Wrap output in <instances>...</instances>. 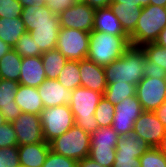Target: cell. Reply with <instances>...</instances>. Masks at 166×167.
<instances>
[{
  "mask_svg": "<svg viewBox=\"0 0 166 167\" xmlns=\"http://www.w3.org/2000/svg\"><path fill=\"white\" fill-rule=\"evenodd\" d=\"M145 52L146 59L158 64L166 72V48L156 43H147L141 46Z\"/></svg>",
  "mask_w": 166,
  "mask_h": 167,
  "instance_id": "32",
  "label": "cell"
},
{
  "mask_svg": "<svg viewBox=\"0 0 166 167\" xmlns=\"http://www.w3.org/2000/svg\"><path fill=\"white\" fill-rule=\"evenodd\" d=\"M145 60L141 47L130 46L119 59L104 66L107 84L131 83L136 86L144 77Z\"/></svg>",
  "mask_w": 166,
  "mask_h": 167,
  "instance_id": "1",
  "label": "cell"
},
{
  "mask_svg": "<svg viewBox=\"0 0 166 167\" xmlns=\"http://www.w3.org/2000/svg\"><path fill=\"white\" fill-rule=\"evenodd\" d=\"M22 11L18 0H0V18H21Z\"/></svg>",
  "mask_w": 166,
  "mask_h": 167,
  "instance_id": "35",
  "label": "cell"
},
{
  "mask_svg": "<svg viewBox=\"0 0 166 167\" xmlns=\"http://www.w3.org/2000/svg\"><path fill=\"white\" fill-rule=\"evenodd\" d=\"M157 148L166 156V132Z\"/></svg>",
  "mask_w": 166,
  "mask_h": 167,
  "instance_id": "49",
  "label": "cell"
},
{
  "mask_svg": "<svg viewBox=\"0 0 166 167\" xmlns=\"http://www.w3.org/2000/svg\"><path fill=\"white\" fill-rule=\"evenodd\" d=\"M46 79L41 56L22 58L19 84L38 88Z\"/></svg>",
  "mask_w": 166,
  "mask_h": 167,
  "instance_id": "16",
  "label": "cell"
},
{
  "mask_svg": "<svg viewBox=\"0 0 166 167\" xmlns=\"http://www.w3.org/2000/svg\"><path fill=\"white\" fill-rule=\"evenodd\" d=\"M84 3H87L90 7L93 8H103L109 7L112 0H81Z\"/></svg>",
  "mask_w": 166,
  "mask_h": 167,
  "instance_id": "43",
  "label": "cell"
},
{
  "mask_svg": "<svg viewBox=\"0 0 166 167\" xmlns=\"http://www.w3.org/2000/svg\"><path fill=\"white\" fill-rule=\"evenodd\" d=\"M133 132L141 136L151 147H158L166 128L154 111H143L135 120Z\"/></svg>",
  "mask_w": 166,
  "mask_h": 167,
  "instance_id": "12",
  "label": "cell"
},
{
  "mask_svg": "<svg viewBox=\"0 0 166 167\" xmlns=\"http://www.w3.org/2000/svg\"><path fill=\"white\" fill-rule=\"evenodd\" d=\"M12 124L18 146L44 142L40 115L22 112Z\"/></svg>",
  "mask_w": 166,
  "mask_h": 167,
  "instance_id": "11",
  "label": "cell"
},
{
  "mask_svg": "<svg viewBox=\"0 0 166 167\" xmlns=\"http://www.w3.org/2000/svg\"><path fill=\"white\" fill-rule=\"evenodd\" d=\"M110 8L120 21L124 32L130 36L135 31L142 7L138 5L128 6L122 5V3H111Z\"/></svg>",
  "mask_w": 166,
  "mask_h": 167,
  "instance_id": "23",
  "label": "cell"
},
{
  "mask_svg": "<svg viewBox=\"0 0 166 167\" xmlns=\"http://www.w3.org/2000/svg\"><path fill=\"white\" fill-rule=\"evenodd\" d=\"M19 82L0 79V112L6 122L12 123L21 115L22 111L15 103Z\"/></svg>",
  "mask_w": 166,
  "mask_h": 167,
  "instance_id": "15",
  "label": "cell"
},
{
  "mask_svg": "<svg viewBox=\"0 0 166 167\" xmlns=\"http://www.w3.org/2000/svg\"><path fill=\"white\" fill-rule=\"evenodd\" d=\"M6 123V120L4 118V115L0 112V126L5 124Z\"/></svg>",
  "mask_w": 166,
  "mask_h": 167,
  "instance_id": "51",
  "label": "cell"
},
{
  "mask_svg": "<svg viewBox=\"0 0 166 167\" xmlns=\"http://www.w3.org/2000/svg\"><path fill=\"white\" fill-rule=\"evenodd\" d=\"M93 31L117 36H128L110 6L95 9Z\"/></svg>",
  "mask_w": 166,
  "mask_h": 167,
  "instance_id": "19",
  "label": "cell"
},
{
  "mask_svg": "<svg viewBox=\"0 0 166 167\" xmlns=\"http://www.w3.org/2000/svg\"><path fill=\"white\" fill-rule=\"evenodd\" d=\"M151 146L134 132L120 136L116 145V155L136 156L140 158Z\"/></svg>",
  "mask_w": 166,
  "mask_h": 167,
  "instance_id": "22",
  "label": "cell"
},
{
  "mask_svg": "<svg viewBox=\"0 0 166 167\" xmlns=\"http://www.w3.org/2000/svg\"><path fill=\"white\" fill-rule=\"evenodd\" d=\"M149 4L166 8V0H149Z\"/></svg>",
  "mask_w": 166,
  "mask_h": 167,
  "instance_id": "50",
  "label": "cell"
},
{
  "mask_svg": "<svg viewBox=\"0 0 166 167\" xmlns=\"http://www.w3.org/2000/svg\"><path fill=\"white\" fill-rule=\"evenodd\" d=\"M141 103L136 96L125 98L115 105V114L111 127L120 135L133 132L135 120L142 114Z\"/></svg>",
  "mask_w": 166,
  "mask_h": 167,
  "instance_id": "10",
  "label": "cell"
},
{
  "mask_svg": "<svg viewBox=\"0 0 166 167\" xmlns=\"http://www.w3.org/2000/svg\"><path fill=\"white\" fill-rule=\"evenodd\" d=\"M13 48L0 39V59Z\"/></svg>",
  "mask_w": 166,
  "mask_h": 167,
  "instance_id": "48",
  "label": "cell"
},
{
  "mask_svg": "<svg viewBox=\"0 0 166 167\" xmlns=\"http://www.w3.org/2000/svg\"><path fill=\"white\" fill-rule=\"evenodd\" d=\"M78 167H104L101 166L99 163L95 162L92 158L86 157L82 160L78 161Z\"/></svg>",
  "mask_w": 166,
  "mask_h": 167,
  "instance_id": "45",
  "label": "cell"
},
{
  "mask_svg": "<svg viewBox=\"0 0 166 167\" xmlns=\"http://www.w3.org/2000/svg\"><path fill=\"white\" fill-rule=\"evenodd\" d=\"M111 3H122V5H138L140 7H145L149 5V0H112Z\"/></svg>",
  "mask_w": 166,
  "mask_h": 167,
  "instance_id": "42",
  "label": "cell"
},
{
  "mask_svg": "<svg viewBox=\"0 0 166 167\" xmlns=\"http://www.w3.org/2000/svg\"><path fill=\"white\" fill-rule=\"evenodd\" d=\"M41 58L47 79H57L68 62L56 48L43 52Z\"/></svg>",
  "mask_w": 166,
  "mask_h": 167,
  "instance_id": "26",
  "label": "cell"
},
{
  "mask_svg": "<svg viewBox=\"0 0 166 167\" xmlns=\"http://www.w3.org/2000/svg\"><path fill=\"white\" fill-rule=\"evenodd\" d=\"M22 7H27V6H46L45 0H18Z\"/></svg>",
  "mask_w": 166,
  "mask_h": 167,
  "instance_id": "46",
  "label": "cell"
},
{
  "mask_svg": "<svg viewBox=\"0 0 166 167\" xmlns=\"http://www.w3.org/2000/svg\"><path fill=\"white\" fill-rule=\"evenodd\" d=\"M22 57L14 50H10L0 59V79L19 82Z\"/></svg>",
  "mask_w": 166,
  "mask_h": 167,
  "instance_id": "25",
  "label": "cell"
},
{
  "mask_svg": "<svg viewBox=\"0 0 166 167\" xmlns=\"http://www.w3.org/2000/svg\"><path fill=\"white\" fill-rule=\"evenodd\" d=\"M77 0H48L46 5L52 10L55 15H59L65 9L74 5Z\"/></svg>",
  "mask_w": 166,
  "mask_h": 167,
  "instance_id": "41",
  "label": "cell"
},
{
  "mask_svg": "<svg viewBox=\"0 0 166 167\" xmlns=\"http://www.w3.org/2000/svg\"><path fill=\"white\" fill-rule=\"evenodd\" d=\"M15 103L21 111L25 113L40 115L41 111L44 109L37 88L21 84H19L16 92Z\"/></svg>",
  "mask_w": 166,
  "mask_h": 167,
  "instance_id": "20",
  "label": "cell"
},
{
  "mask_svg": "<svg viewBox=\"0 0 166 167\" xmlns=\"http://www.w3.org/2000/svg\"><path fill=\"white\" fill-rule=\"evenodd\" d=\"M158 46L166 48V27L160 32L157 40L154 42Z\"/></svg>",
  "mask_w": 166,
  "mask_h": 167,
  "instance_id": "47",
  "label": "cell"
},
{
  "mask_svg": "<svg viewBox=\"0 0 166 167\" xmlns=\"http://www.w3.org/2000/svg\"><path fill=\"white\" fill-rule=\"evenodd\" d=\"M120 135L112 127L98 128L90 135V148L116 147Z\"/></svg>",
  "mask_w": 166,
  "mask_h": 167,
  "instance_id": "29",
  "label": "cell"
},
{
  "mask_svg": "<svg viewBox=\"0 0 166 167\" xmlns=\"http://www.w3.org/2000/svg\"><path fill=\"white\" fill-rule=\"evenodd\" d=\"M129 47V36H117L92 31L90 33L87 59L104 67L119 59Z\"/></svg>",
  "mask_w": 166,
  "mask_h": 167,
  "instance_id": "2",
  "label": "cell"
},
{
  "mask_svg": "<svg viewBox=\"0 0 166 167\" xmlns=\"http://www.w3.org/2000/svg\"><path fill=\"white\" fill-rule=\"evenodd\" d=\"M42 167H78V162L50 150Z\"/></svg>",
  "mask_w": 166,
  "mask_h": 167,
  "instance_id": "36",
  "label": "cell"
},
{
  "mask_svg": "<svg viewBox=\"0 0 166 167\" xmlns=\"http://www.w3.org/2000/svg\"><path fill=\"white\" fill-rule=\"evenodd\" d=\"M18 146L13 124L6 122L0 126V148Z\"/></svg>",
  "mask_w": 166,
  "mask_h": 167,
  "instance_id": "38",
  "label": "cell"
},
{
  "mask_svg": "<svg viewBox=\"0 0 166 167\" xmlns=\"http://www.w3.org/2000/svg\"><path fill=\"white\" fill-rule=\"evenodd\" d=\"M90 33L70 29L60 28L58 33L56 49L71 61L87 59Z\"/></svg>",
  "mask_w": 166,
  "mask_h": 167,
  "instance_id": "7",
  "label": "cell"
},
{
  "mask_svg": "<svg viewBox=\"0 0 166 167\" xmlns=\"http://www.w3.org/2000/svg\"><path fill=\"white\" fill-rule=\"evenodd\" d=\"M94 13L95 8L82 1H77L58 15L60 28H70L91 33L94 26Z\"/></svg>",
  "mask_w": 166,
  "mask_h": 167,
  "instance_id": "9",
  "label": "cell"
},
{
  "mask_svg": "<svg viewBox=\"0 0 166 167\" xmlns=\"http://www.w3.org/2000/svg\"><path fill=\"white\" fill-rule=\"evenodd\" d=\"M154 113L166 128V101Z\"/></svg>",
  "mask_w": 166,
  "mask_h": 167,
  "instance_id": "44",
  "label": "cell"
},
{
  "mask_svg": "<svg viewBox=\"0 0 166 167\" xmlns=\"http://www.w3.org/2000/svg\"><path fill=\"white\" fill-rule=\"evenodd\" d=\"M44 141L50 143L74 124V116L69 105L44 108L40 114Z\"/></svg>",
  "mask_w": 166,
  "mask_h": 167,
  "instance_id": "6",
  "label": "cell"
},
{
  "mask_svg": "<svg viewBox=\"0 0 166 167\" xmlns=\"http://www.w3.org/2000/svg\"><path fill=\"white\" fill-rule=\"evenodd\" d=\"M139 160L141 167H166V156L157 147L144 152Z\"/></svg>",
  "mask_w": 166,
  "mask_h": 167,
  "instance_id": "34",
  "label": "cell"
},
{
  "mask_svg": "<svg viewBox=\"0 0 166 167\" xmlns=\"http://www.w3.org/2000/svg\"><path fill=\"white\" fill-rule=\"evenodd\" d=\"M26 32L25 24L21 18H0V39L12 48Z\"/></svg>",
  "mask_w": 166,
  "mask_h": 167,
  "instance_id": "24",
  "label": "cell"
},
{
  "mask_svg": "<svg viewBox=\"0 0 166 167\" xmlns=\"http://www.w3.org/2000/svg\"><path fill=\"white\" fill-rule=\"evenodd\" d=\"M144 77L166 79V72L155 62L146 59L144 63Z\"/></svg>",
  "mask_w": 166,
  "mask_h": 167,
  "instance_id": "39",
  "label": "cell"
},
{
  "mask_svg": "<svg viewBox=\"0 0 166 167\" xmlns=\"http://www.w3.org/2000/svg\"><path fill=\"white\" fill-rule=\"evenodd\" d=\"M21 19L27 32L34 30L36 25L60 24L58 15H55L47 5L23 7Z\"/></svg>",
  "mask_w": 166,
  "mask_h": 167,
  "instance_id": "17",
  "label": "cell"
},
{
  "mask_svg": "<svg viewBox=\"0 0 166 167\" xmlns=\"http://www.w3.org/2000/svg\"><path fill=\"white\" fill-rule=\"evenodd\" d=\"M143 111H155L166 101V79L143 77L135 93Z\"/></svg>",
  "mask_w": 166,
  "mask_h": 167,
  "instance_id": "8",
  "label": "cell"
},
{
  "mask_svg": "<svg viewBox=\"0 0 166 167\" xmlns=\"http://www.w3.org/2000/svg\"><path fill=\"white\" fill-rule=\"evenodd\" d=\"M49 151L46 141L18 146L20 167H42Z\"/></svg>",
  "mask_w": 166,
  "mask_h": 167,
  "instance_id": "18",
  "label": "cell"
},
{
  "mask_svg": "<svg viewBox=\"0 0 166 167\" xmlns=\"http://www.w3.org/2000/svg\"><path fill=\"white\" fill-rule=\"evenodd\" d=\"M81 87L104 94L107 87L104 67L84 59L79 61Z\"/></svg>",
  "mask_w": 166,
  "mask_h": 167,
  "instance_id": "14",
  "label": "cell"
},
{
  "mask_svg": "<svg viewBox=\"0 0 166 167\" xmlns=\"http://www.w3.org/2000/svg\"><path fill=\"white\" fill-rule=\"evenodd\" d=\"M50 150L72 158L77 162L86 158L90 151V134L75 124L59 137L52 140Z\"/></svg>",
  "mask_w": 166,
  "mask_h": 167,
  "instance_id": "5",
  "label": "cell"
},
{
  "mask_svg": "<svg viewBox=\"0 0 166 167\" xmlns=\"http://www.w3.org/2000/svg\"><path fill=\"white\" fill-rule=\"evenodd\" d=\"M0 167H20L18 146L0 148Z\"/></svg>",
  "mask_w": 166,
  "mask_h": 167,
  "instance_id": "37",
  "label": "cell"
},
{
  "mask_svg": "<svg viewBox=\"0 0 166 167\" xmlns=\"http://www.w3.org/2000/svg\"><path fill=\"white\" fill-rule=\"evenodd\" d=\"M60 24H43L34 26L30 35L36 43V50L46 52L56 48Z\"/></svg>",
  "mask_w": 166,
  "mask_h": 167,
  "instance_id": "21",
  "label": "cell"
},
{
  "mask_svg": "<svg viewBox=\"0 0 166 167\" xmlns=\"http://www.w3.org/2000/svg\"><path fill=\"white\" fill-rule=\"evenodd\" d=\"M115 114V105L110 103L106 98L102 97L95 110V118L99 128L111 127Z\"/></svg>",
  "mask_w": 166,
  "mask_h": 167,
  "instance_id": "30",
  "label": "cell"
},
{
  "mask_svg": "<svg viewBox=\"0 0 166 167\" xmlns=\"http://www.w3.org/2000/svg\"><path fill=\"white\" fill-rule=\"evenodd\" d=\"M166 27V8L149 4L142 7L135 31L129 36L130 46L154 43Z\"/></svg>",
  "mask_w": 166,
  "mask_h": 167,
  "instance_id": "4",
  "label": "cell"
},
{
  "mask_svg": "<svg viewBox=\"0 0 166 167\" xmlns=\"http://www.w3.org/2000/svg\"><path fill=\"white\" fill-rule=\"evenodd\" d=\"M59 83L66 89L73 91L81 86L79 61L68 60L60 75L57 77Z\"/></svg>",
  "mask_w": 166,
  "mask_h": 167,
  "instance_id": "28",
  "label": "cell"
},
{
  "mask_svg": "<svg viewBox=\"0 0 166 167\" xmlns=\"http://www.w3.org/2000/svg\"><path fill=\"white\" fill-rule=\"evenodd\" d=\"M102 97V93L81 86L72 91L69 107L73 113L75 125L90 135L99 128L94 114Z\"/></svg>",
  "mask_w": 166,
  "mask_h": 167,
  "instance_id": "3",
  "label": "cell"
},
{
  "mask_svg": "<svg viewBox=\"0 0 166 167\" xmlns=\"http://www.w3.org/2000/svg\"><path fill=\"white\" fill-rule=\"evenodd\" d=\"M22 58L41 56L43 52L36 50V43L29 32L24 33L13 48Z\"/></svg>",
  "mask_w": 166,
  "mask_h": 167,
  "instance_id": "31",
  "label": "cell"
},
{
  "mask_svg": "<svg viewBox=\"0 0 166 167\" xmlns=\"http://www.w3.org/2000/svg\"><path fill=\"white\" fill-rule=\"evenodd\" d=\"M116 147L90 148L88 157L104 167H112L115 161Z\"/></svg>",
  "mask_w": 166,
  "mask_h": 167,
  "instance_id": "33",
  "label": "cell"
},
{
  "mask_svg": "<svg viewBox=\"0 0 166 167\" xmlns=\"http://www.w3.org/2000/svg\"><path fill=\"white\" fill-rule=\"evenodd\" d=\"M44 108L69 105L72 91L64 88L57 79H46L38 88Z\"/></svg>",
  "mask_w": 166,
  "mask_h": 167,
  "instance_id": "13",
  "label": "cell"
},
{
  "mask_svg": "<svg viewBox=\"0 0 166 167\" xmlns=\"http://www.w3.org/2000/svg\"><path fill=\"white\" fill-rule=\"evenodd\" d=\"M136 86L131 83L107 84L103 97L113 105L119 104L125 98L136 96Z\"/></svg>",
  "mask_w": 166,
  "mask_h": 167,
  "instance_id": "27",
  "label": "cell"
},
{
  "mask_svg": "<svg viewBox=\"0 0 166 167\" xmlns=\"http://www.w3.org/2000/svg\"><path fill=\"white\" fill-rule=\"evenodd\" d=\"M112 167H141L136 156L116 155Z\"/></svg>",
  "mask_w": 166,
  "mask_h": 167,
  "instance_id": "40",
  "label": "cell"
}]
</instances>
